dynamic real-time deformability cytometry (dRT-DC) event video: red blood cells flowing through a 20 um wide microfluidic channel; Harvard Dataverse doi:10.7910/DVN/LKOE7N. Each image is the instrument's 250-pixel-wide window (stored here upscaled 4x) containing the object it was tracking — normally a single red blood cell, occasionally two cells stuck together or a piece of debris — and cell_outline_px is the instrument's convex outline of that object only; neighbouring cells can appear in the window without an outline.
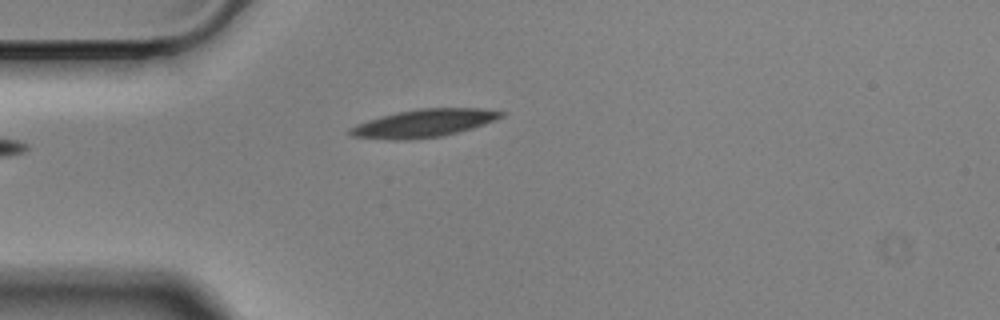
{"species": "Egyptian fruit bat (a non-hibernating species)", "species_latin": "Rousettus aegyptiacus", "temperature_condition": "cold", "stored_images_in_passage": 39, "camera_frame_rate_fps": 3000, "um_per_image_px": 0.085, "animal": {"sex": "male"}, "frame": {"image": 1, "passage_image": 1, "time_ms": 0.0, "image_size_px": [1000, 320], "cell_outline_px": [[504, 116], [496, 120], [472, 128], [444, 136], [408, 140], [392, 140], [352, 136], [348, 132], [348, 128], [356, 124], [368, 120], [396, 112], [420, 108], [480, 108], [504, 112]], "centroid_in_image_um": [36.02, 10.48], "position_along_channel_um": 49.0, "area_um2": 24.57}}
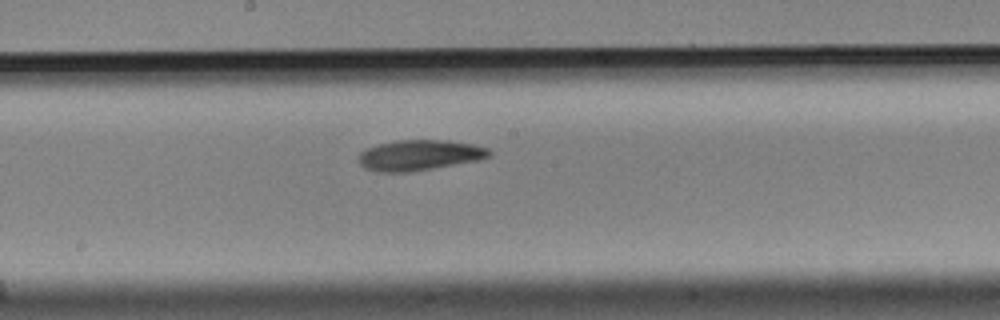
{"frame": {"image": 2, "passage_image": 16, "time_ms": 5.0, "image_size_px": [1000, 320], "cell_outline_px": [[492, 152], [488, 156], [480, 160], [408, 172], [380, 172], [364, 168], [360, 164], [360, 152], [368, 148], [380, 144], [396, 140], [444, 140], [472, 144], [488, 148]], "centroid_in_image_um": [35.66, 13.19], "position_along_channel_um": 212.5, "area_um2": 22.95}}
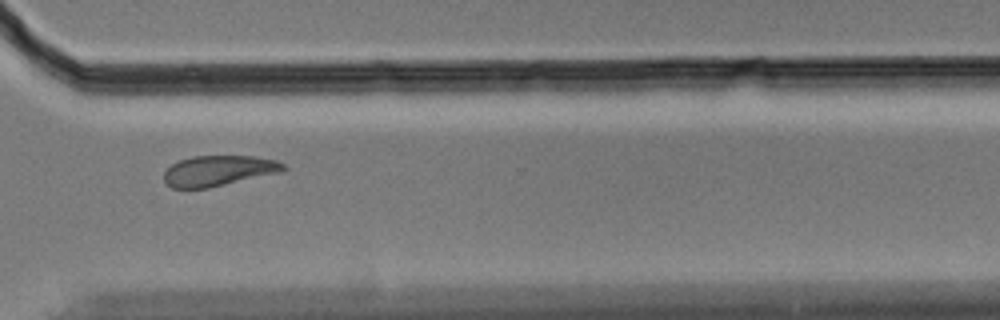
{"frame": {"image": 3, "passage_image": 28, "time_ms": 9.0, "image_size_px": [1000, 320], "cell_outline_px": [[288, 168], [280, 172], [208, 188], [172, 188], [164, 180], [164, 172], [172, 164], [180, 160], [192, 156], [256, 156], [276, 160], [284, 164]], "centroid_in_image_um": [18.59, 14.5], "position_along_channel_um": 352.0, "area_um2": 21.1}, "authors_computed_cell_mechanics": {"area_um2": 22.7154, "velocity_mm_per_s": 3.4954, "shape_relaxation_time_tau1_ms": 10.205, "shape_relaxation_time_tau2_ms": null, "deformation_change_tau1": 0.2072, "deformation_change_tau2": null}}